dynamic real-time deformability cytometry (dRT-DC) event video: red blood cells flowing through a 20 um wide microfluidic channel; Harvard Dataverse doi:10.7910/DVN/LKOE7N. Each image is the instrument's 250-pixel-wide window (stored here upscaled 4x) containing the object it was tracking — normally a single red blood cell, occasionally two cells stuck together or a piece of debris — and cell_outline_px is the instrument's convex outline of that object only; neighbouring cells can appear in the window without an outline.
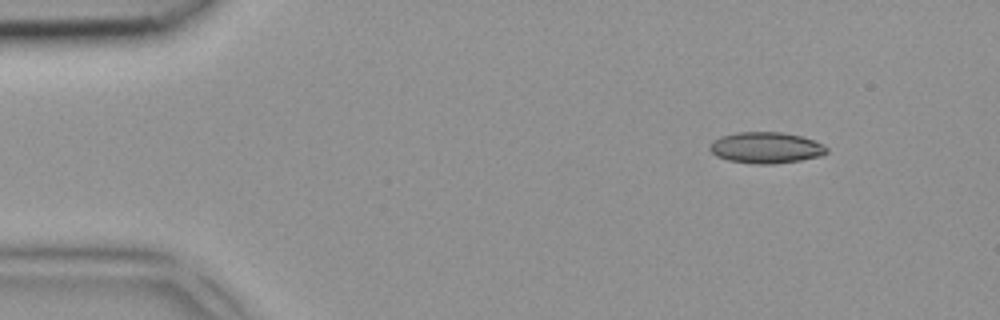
{"species": "common noctule bat (a hibernating species)", "species_latin": "Nyctalus noctula", "temperature_condition": "room temperature", "stored_images_in_passage": 3, "camera_frame_rate_fps": 3000, "um_per_image_px": 0.085, "animal": {"sex": "female", "body_mass_g": 18.4}, "frame": {"image": 1, "passage_image": 1, "time_ms": 0.0, "image_size_px": [1000, 320], "cell_outline_px": [[828, 152], [820, 156], [800, 160], [772, 164], [760, 164], [728, 160], [716, 156], [708, 148], [712, 140], [720, 136], [736, 132], [784, 132], [800, 136], [824, 144], [828, 148]], "centroid_in_image_um": [65.09, 12.54], "position_along_channel_um": 19.9, "area_um2": 21.27}}
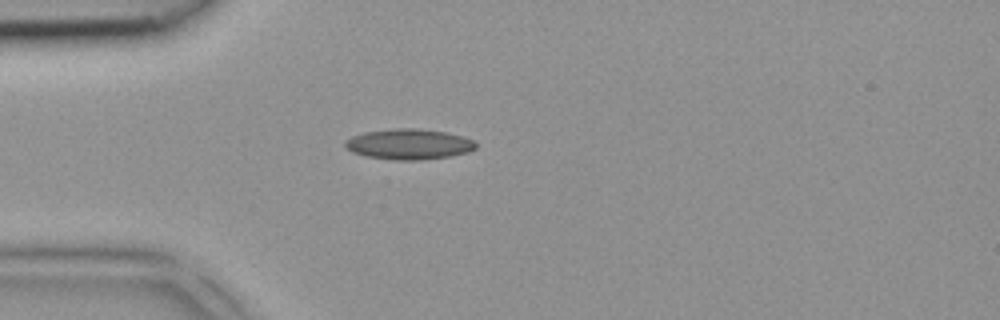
{"frame": {"image": 2, "passage_image": 3, "time_ms": 0.667, "image_size_px": [1000, 320], "cell_outline_px": [[476, 148], [468, 152], [448, 156], [420, 160], [392, 160], [364, 156], [352, 152], [344, 144], [344, 140], [352, 136], [364, 132], [396, 128], [416, 128], [444, 132], [464, 136], [476, 140]], "centroid_in_image_um": [34.75, 12.25], "position_along_channel_um": 50.2, "area_um2": 23.35}}